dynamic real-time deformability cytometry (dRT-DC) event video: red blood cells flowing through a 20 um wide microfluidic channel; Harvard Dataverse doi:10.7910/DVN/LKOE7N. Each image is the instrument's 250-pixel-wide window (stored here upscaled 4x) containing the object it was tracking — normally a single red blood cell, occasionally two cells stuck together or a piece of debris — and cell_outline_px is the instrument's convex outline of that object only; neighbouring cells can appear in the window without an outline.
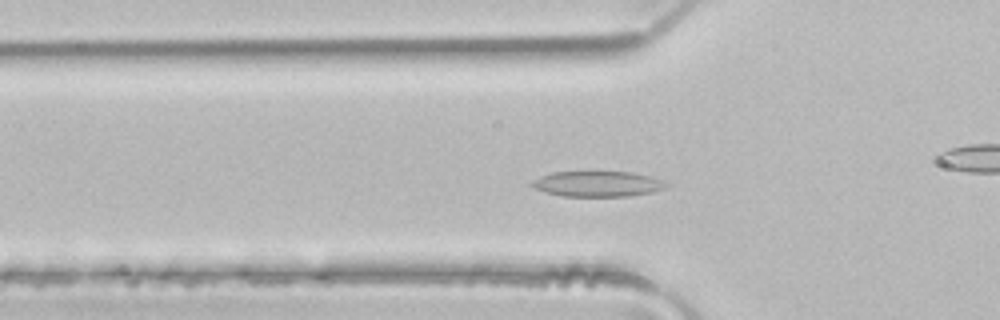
{"species": "common noctule bat (a hibernating species)", "species_latin": "Nyctalus noctula", "temperature_condition": "room temperature", "stored_images_in_passage": 48, "camera_frame_rate_fps": 3000, "um_per_image_px": 0.085, "animal": {"sex": "male", "body_mass_g": 21.5, "forearm_length_mm": 52.0}, "frame": {"image": 1, "passage_image": 14, "time_ms": 4.333, "image_size_px": [1000, 320], "cell_outline_px": [[668, 188], [652, 192], [628, 196], [564, 196], [544, 192], [532, 188], [528, 184], [532, 180], [540, 176], [552, 172], [592, 168], [632, 172], [648, 176], [660, 180], [668, 184]], "centroid_in_image_um": [50.71, 15.57], "position_along_channel_um": 75.1, "area_um2": 21.15}}
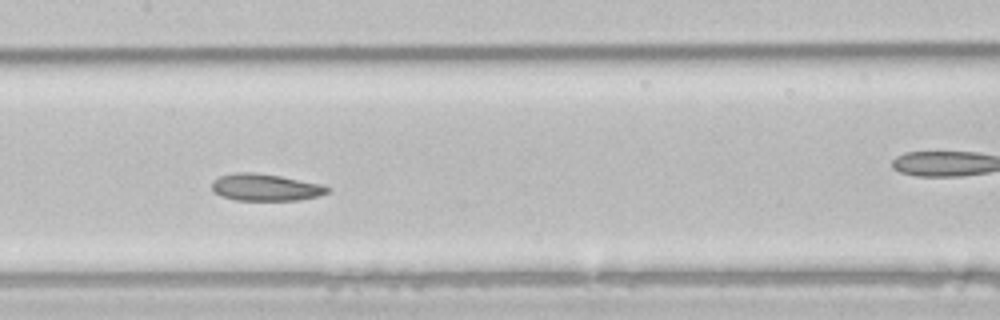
{"frame": {"image": 2, "passage_image": 22, "time_ms": 7.0, "image_size_px": [1000, 320], "cell_outline_px": [[332, 188], [328, 192], [320, 196], [296, 200], [236, 200], [220, 196], [212, 192], [212, 180], [220, 176], [236, 172], [252, 172], [280, 176], [320, 184]], "centroid_in_image_um": [22.53, 15.93], "position_along_channel_um": 184.9, "area_um2": 18.21}}
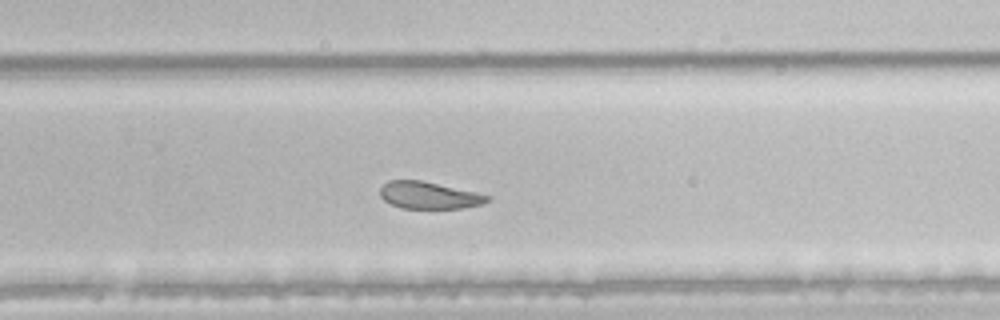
{"frame": {"image": 3, "passage_image": 30, "time_ms": 9.667, "image_size_px": [1000, 320], "cell_outline_px": [[492, 200], [480, 204], [460, 208], [400, 208], [384, 200], [380, 196], [380, 188], [388, 180], [420, 180], [476, 192], [492, 196]], "centroid_in_image_um": [36.47, 16.6], "position_along_channel_um": 293.3, "area_um2": 16.82}, "authors_computed_cell_mechanics": {"area_um2": 21.1837, "velocity_mm_per_s": 4.0907, "shape_relaxation_time_tau1_ms": null, "shape_relaxation_time_tau2_ms": 4.5228, "deformation_change_tau1": null, "deformation_change_tau2": 0.1087}}